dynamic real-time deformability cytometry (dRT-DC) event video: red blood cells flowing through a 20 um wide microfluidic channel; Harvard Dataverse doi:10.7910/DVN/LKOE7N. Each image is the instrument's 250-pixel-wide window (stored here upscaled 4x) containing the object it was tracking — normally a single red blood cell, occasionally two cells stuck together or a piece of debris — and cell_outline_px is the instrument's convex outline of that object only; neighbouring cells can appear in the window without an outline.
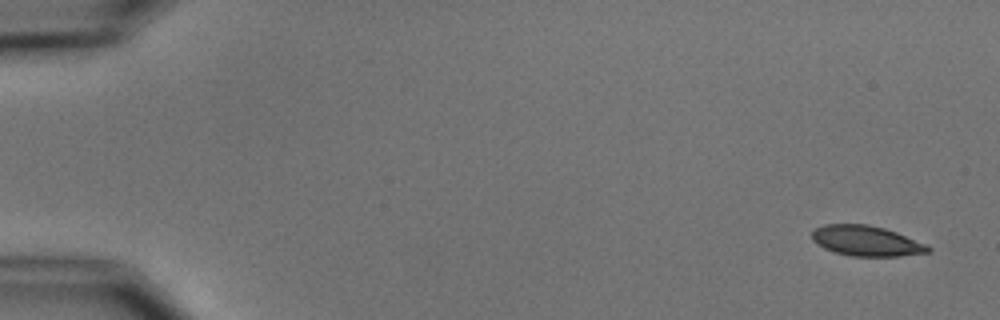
{"species": "common noctule bat (a hibernating species)", "species_latin": "Nyctalus noctula", "temperature_condition": "cold", "stored_images_in_passage": 4, "camera_frame_rate_fps": 3000, "um_per_image_px": 0.085, "animal": {"sex": "male", "body_mass_g": 15.6}, "frame": {"image": 1, "passage_image": 1, "time_ms": 0.0, "image_size_px": [1000, 320], "cell_outline_px": [[932, 252], [900, 256], [852, 256], [836, 252], [824, 248], [816, 244], [812, 240], [812, 232], [816, 228], [824, 224], [868, 224], [884, 228], [896, 232], [928, 244], [932, 248]], "centroid_in_image_um": [73.67, 20.47], "position_along_channel_um": 11.3, "area_um2": 20.63}}